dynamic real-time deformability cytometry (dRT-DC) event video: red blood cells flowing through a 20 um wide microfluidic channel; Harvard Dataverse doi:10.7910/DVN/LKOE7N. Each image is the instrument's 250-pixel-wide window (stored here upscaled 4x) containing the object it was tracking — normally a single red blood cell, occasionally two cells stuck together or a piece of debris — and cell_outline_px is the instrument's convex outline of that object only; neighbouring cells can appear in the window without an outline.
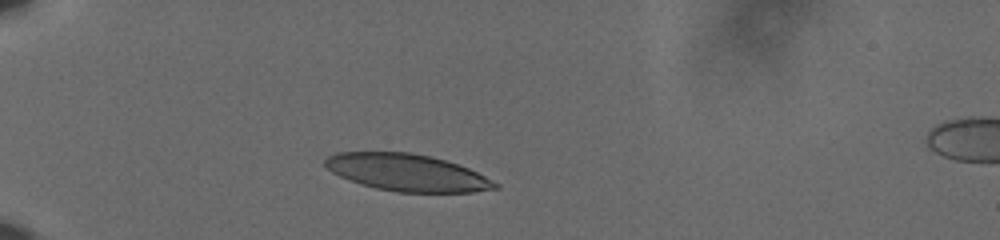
{"species": "human", "species_latin": "Homo sapiens", "temperature_condition": "cold", "stored_images_in_passage": 37, "camera_frame_rate_fps": 3000, "um_per_image_px": 0.085, "donor": {"sex": "male"}, "frame": {"image": 1, "passage_image": 1, "time_ms": 0.0, "image_size_px": [1000, 240], "cell_outline_px": [[500, 188], [472, 192], [396, 192], [376, 188], [340, 176], [332, 172], [324, 164], [324, 160], [328, 156], [336, 152], [412, 152], [444, 160], [468, 168], [500, 184]], "centroid_in_image_um": [34.61, 14.66], "position_along_channel_um": 50.4, "area_um2": 36.3}}
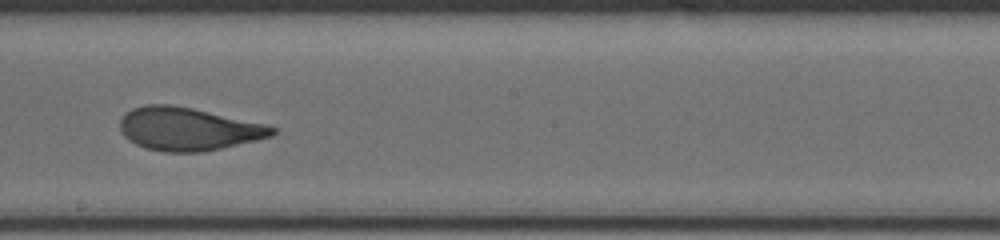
{"frame": {"image": 2, "passage_image": 19, "time_ms": 6.0, "image_size_px": [1000, 240], "cell_outline_px": [[276, 132], [272, 136], [256, 140], [220, 148], [200, 152], [164, 152], [144, 148], [128, 140], [120, 132], [120, 120], [132, 108], [148, 104], [172, 104], [192, 108], [264, 124], [276, 128]], "centroid_in_image_um": [15.95, 10.96], "position_along_channel_um": 232.3, "area_um2": 37.92}}
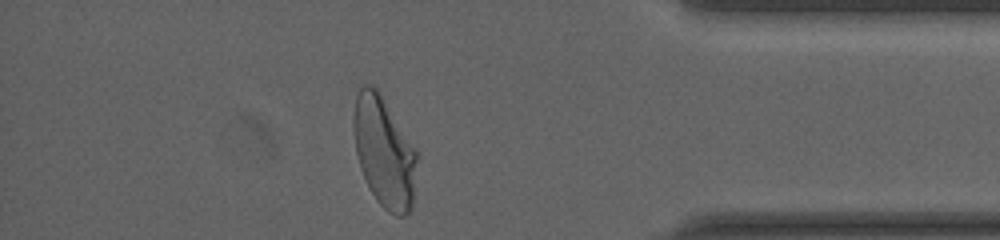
{"frame": {"image": 3, "passage_image": 35, "time_ms": 11.333, "image_size_px": [1000, 240], "cell_outline_px": [[416, 160], [412, 208], [404, 216], [396, 216], [388, 212], [376, 200], [368, 188], [360, 168], [356, 152], [352, 128], [352, 120], [356, 96], [360, 88], [364, 84], [372, 84], [380, 88], [416, 148]], "centroid_in_image_um": [32.63, 12.84], "position_along_channel_um": 402.6, "area_um2": 41.67}, "authors_computed_cell_mechanics": {"area_um2": 38.3214, "velocity_mm_per_s": 3.6095, "shape_relaxation_time_tau1_ms": 4.3904, "shape_relaxation_time_tau2_ms": 0.9101, "deformation_change_tau1": 0.1769, "deformation_change_tau2": 0.0638}}